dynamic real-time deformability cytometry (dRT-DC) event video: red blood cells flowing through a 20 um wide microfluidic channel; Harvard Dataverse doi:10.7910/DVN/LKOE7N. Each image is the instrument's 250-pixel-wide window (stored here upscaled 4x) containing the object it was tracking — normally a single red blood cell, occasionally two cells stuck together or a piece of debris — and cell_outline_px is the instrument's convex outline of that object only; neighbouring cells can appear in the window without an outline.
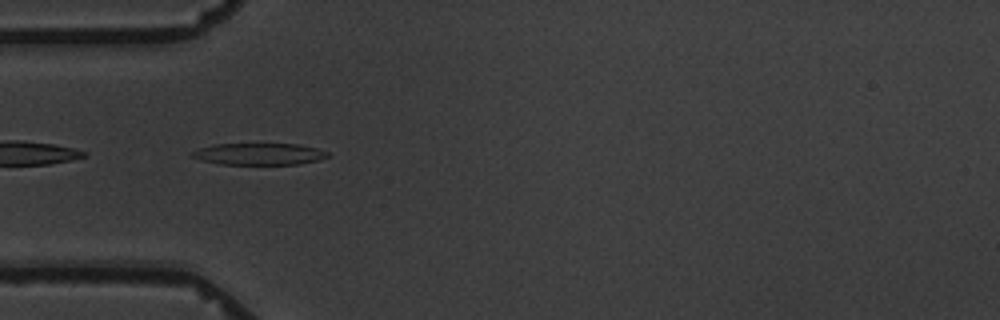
{"species": "common noctule bat (a hibernating species)", "species_latin": "Nyctalus noctula", "temperature_condition": "warm", "stored_images_in_passage": 8, "camera_frame_rate_fps": 3000, "um_per_image_px": 0.085, "animal": {"sex": "male", "body_mass_g": 19.5, "forearm_length_mm": 54.6}, "frame": {"image": 1, "passage_image": 4, "time_ms": 3.333, "image_size_px": [1000, 320], "cell_outline_px": [[328, 156], [320, 160], [300, 164], [220, 164], [200, 160], [192, 156], [192, 152], [200, 148], [212, 144], [300, 144], [316, 148], [328, 152]], "centroid_in_image_um": [22.04, 13.09], "position_along_channel_um": 63.0, "area_um2": 17.11}}
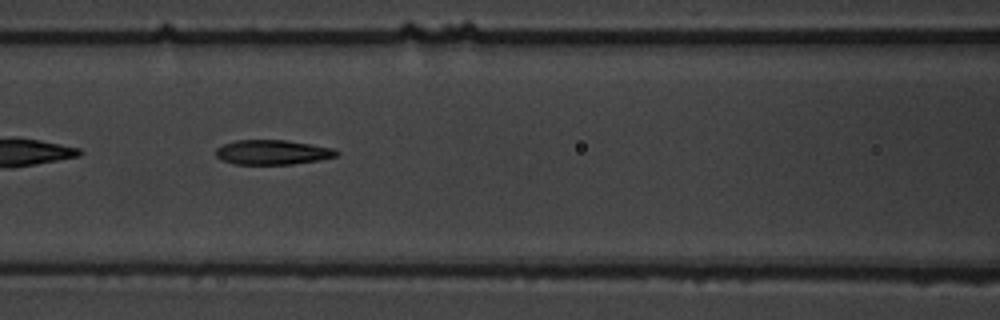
{"frame": {"image": 2, "passage_image": 6, "time_ms": 5.667, "image_size_px": [1000, 320], "cell_outline_px": [[340, 152], [336, 156], [320, 160], [292, 164], [232, 164], [216, 156], [216, 148], [224, 144], [236, 140], [284, 140], [332, 148]], "centroid_in_image_um": [23.15, 12.95], "position_along_channel_um": 143.5, "area_um2": 17.17}}
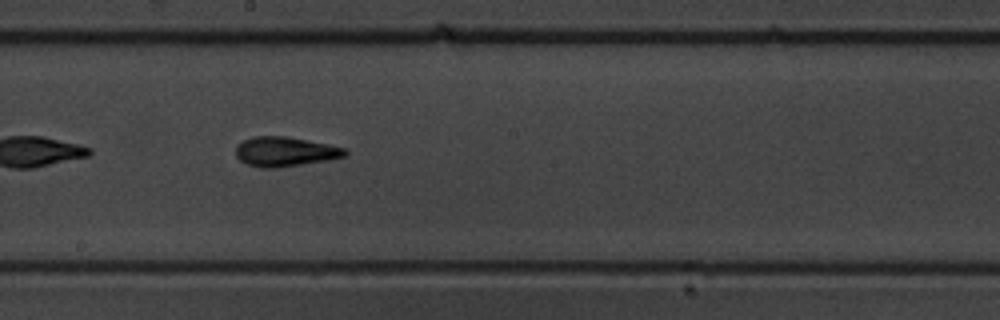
{"frame": {"image": 3, "passage_image": 8, "time_ms": 8.0, "image_size_px": [1000, 320], "cell_outline_px": [[348, 152], [344, 156], [328, 160], [276, 168], [260, 168], [244, 164], [236, 156], [236, 144], [252, 136], [284, 136], [328, 144], [344, 148]], "centroid_in_image_um": [24.17, 12.89], "position_along_channel_um": 224.0, "area_um2": 18.84}}